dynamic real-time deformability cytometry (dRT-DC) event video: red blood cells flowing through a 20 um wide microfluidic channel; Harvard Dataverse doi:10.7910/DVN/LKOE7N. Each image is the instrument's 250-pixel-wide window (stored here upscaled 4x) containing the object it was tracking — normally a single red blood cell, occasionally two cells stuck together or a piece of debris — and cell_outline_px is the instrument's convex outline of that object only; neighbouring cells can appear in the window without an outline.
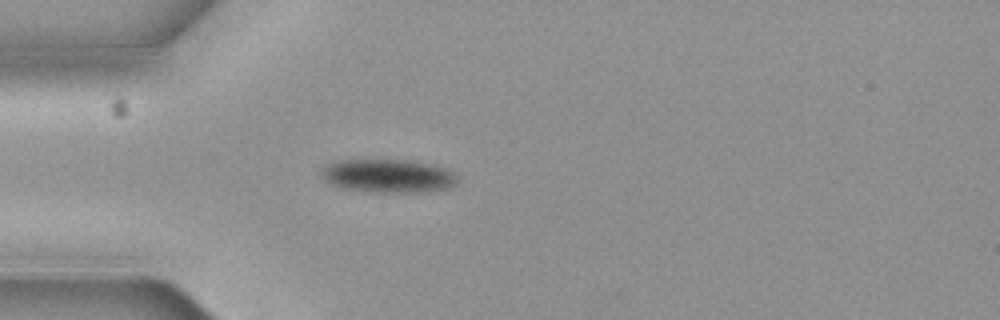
{"species": "common noctule bat (a hibernating species)", "species_latin": "Nyctalus noctula", "temperature_condition": "cold", "stored_images_in_passage": 5, "camera_frame_rate_fps": 3000, "um_per_image_px": 0.085, "animal": {"sex": "female", "body_mass_g": 19.3, "forearm_length_mm": 54.1}, "frame": {"image": 1, "passage_image": 5, "time_ms": 1.333, "image_size_px": [1000, 320], "cell_outline_px": [[456, 184], [444, 188], [408, 192], [372, 192], [340, 188], [324, 180], [320, 172], [328, 164], [336, 160], [408, 160], [432, 164], [448, 168], [456, 176]], "centroid_in_image_um": [32.94, 14.94], "position_along_channel_um": 52.1, "area_um2": 26.24}}